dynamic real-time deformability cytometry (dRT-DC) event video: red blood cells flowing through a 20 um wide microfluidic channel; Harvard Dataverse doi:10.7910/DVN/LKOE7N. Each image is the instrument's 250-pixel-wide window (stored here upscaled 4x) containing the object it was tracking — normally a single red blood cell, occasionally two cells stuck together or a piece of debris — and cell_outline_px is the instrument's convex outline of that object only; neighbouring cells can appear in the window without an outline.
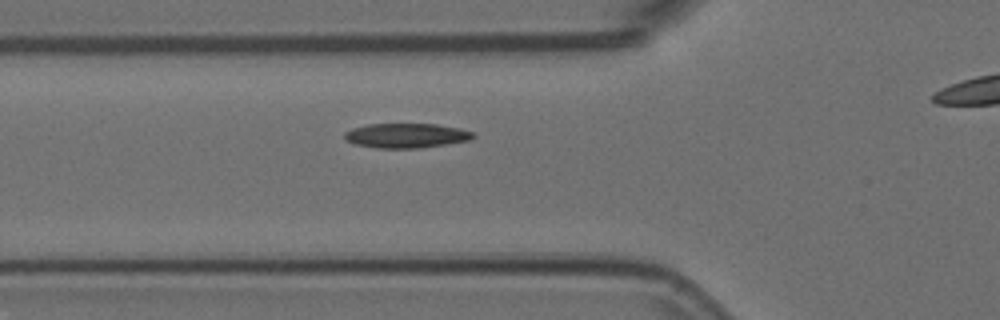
{"species": "Egyptian fruit bat (a non-hibernating species)", "species_latin": "Rousettus aegyptiacus", "temperature_condition": "room temperature", "stored_images_in_passage": 38, "camera_frame_rate_fps": 3000, "um_per_image_px": 0.085, "animal": {"sex": "female"}, "frame": {"image": 1, "passage_image": 10, "time_ms": 3.0, "image_size_px": [1000, 320], "cell_outline_px": [[476, 136], [468, 140], [420, 148], [376, 148], [352, 144], [344, 140], [344, 132], [352, 128], [368, 124], [436, 124], [460, 128], [476, 132]], "centroid_in_image_um": [34.5, 11.52], "position_along_channel_um": 91.3, "area_um2": 18.61}}